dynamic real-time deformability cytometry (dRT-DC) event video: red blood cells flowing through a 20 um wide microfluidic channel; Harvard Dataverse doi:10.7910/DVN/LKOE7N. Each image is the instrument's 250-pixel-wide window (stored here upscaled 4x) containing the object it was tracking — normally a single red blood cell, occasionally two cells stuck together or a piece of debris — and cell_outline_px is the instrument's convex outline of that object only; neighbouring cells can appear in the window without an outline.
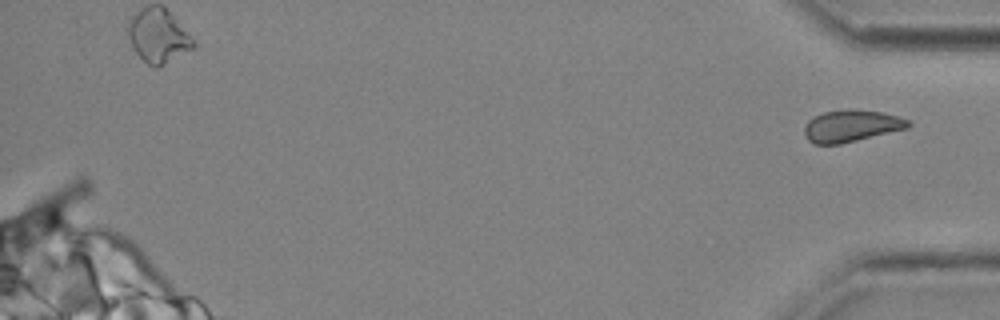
{"species": "common noctule bat (a hibernating species)", "species_latin": "Nyctalus noctula", "temperature_condition": "cold", "stored_images_in_passage": 36, "segment_of_instrument_passage": [2, 2], "camera_frame_rate_fps": 3000, "um_per_image_px": 0.085, "animal": {"sex": "male", "body_mass_g": 20.4}, "frame": {"image": 1, "passage_image": 36, "time_ms": 11.667, "image_size_px": [1000, 320], "cell_outline_px": [[912, 124], [908, 128], [840, 144], [812, 144], [804, 136], [804, 128], [808, 120], [812, 116], [824, 112], [848, 108], [884, 112], [900, 116], [908, 120]], "centroid_in_image_um": [72.35, 10.69], "position_along_channel_um": 362.9, "area_um2": 19.59}}